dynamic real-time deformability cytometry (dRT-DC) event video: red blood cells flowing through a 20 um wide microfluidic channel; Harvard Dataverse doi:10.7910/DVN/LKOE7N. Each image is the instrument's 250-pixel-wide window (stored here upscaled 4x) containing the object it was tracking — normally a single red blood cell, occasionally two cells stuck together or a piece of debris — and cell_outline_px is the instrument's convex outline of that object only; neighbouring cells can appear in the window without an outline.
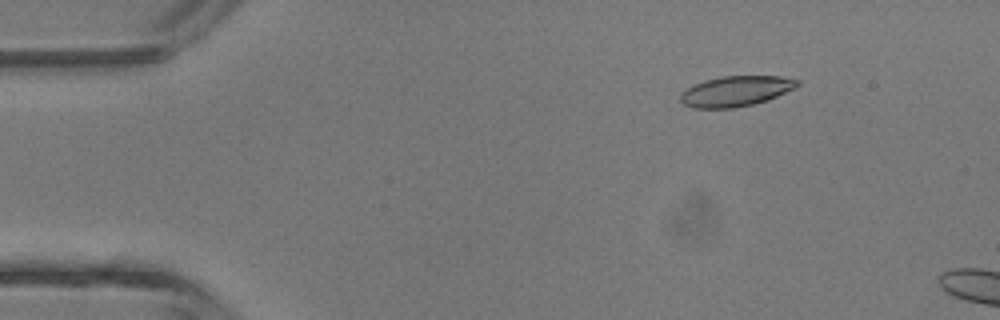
{"species": "common noctule bat (a hibernating species)", "species_latin": "Nyctalus noctula", "temperature_condition": "room temperature", "stored_images_in_passage": 3, "camera_frame_rate_fps": 3000, "um_per_image_px": 0.085, "animal": {"sex": "male", "body_mass_g": 13.3}, "frame": {"image": 1, "passage_image": 2, "time_ms": 1.333, "image_size_px": [1000, 320], "cell_outline_px": [[800, 84], [796, 88], [768, 100], [752, 104], [732, 108], [692, 108], [684, 104], [680, 100], [680, 92], [704, 80], [720, 76], [780, 76], [800, 80]], "centroid_in_image_um": [62.56, 7.74], "position_along_channel_um": 22.4, "area_um2": 20.75}}